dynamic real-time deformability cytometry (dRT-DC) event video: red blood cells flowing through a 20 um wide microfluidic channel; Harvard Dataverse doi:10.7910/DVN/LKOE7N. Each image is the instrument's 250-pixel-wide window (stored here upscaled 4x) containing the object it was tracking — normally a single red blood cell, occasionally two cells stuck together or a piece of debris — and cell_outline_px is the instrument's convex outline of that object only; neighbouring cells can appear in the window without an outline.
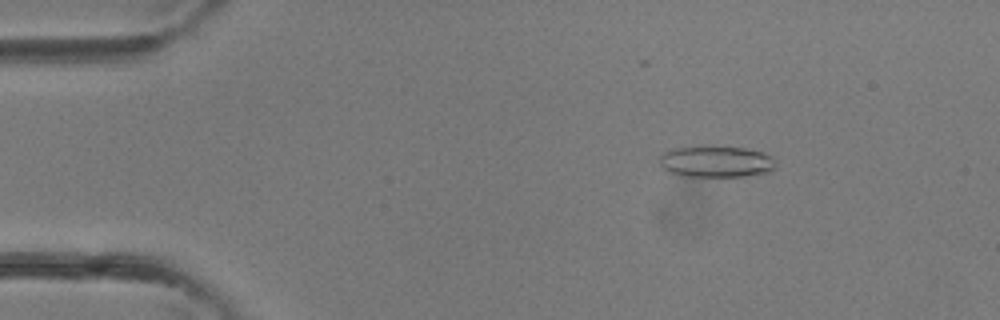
{"species": "common noctule bat (a hibernating species)", "species_latin": "Nyctalus noctula", "temperature_condition": "room temperature", "stored_images_in_passage": 3, "camera_frame_rate_fps": 3000, "um_per_image_px": 0.085, "animal": {"sex": "female"}, "frame": {"image": 1, "passage_image": 2, "time_ms": 0.333, "image_size_px": [1000, 320], "cell_outline_px": [[776, 168], [768, 172], [744, 176], [680, 176], [664, 168], [660, 164], [660, 156], [664, 152], [676, 148], [744, 148], [764, 152], [772, 156], [776, 164]], "centroid_in_image_um": [60.93, 13.76], "position_along_channel_um": 24.1, "area_um2": 20.69}}